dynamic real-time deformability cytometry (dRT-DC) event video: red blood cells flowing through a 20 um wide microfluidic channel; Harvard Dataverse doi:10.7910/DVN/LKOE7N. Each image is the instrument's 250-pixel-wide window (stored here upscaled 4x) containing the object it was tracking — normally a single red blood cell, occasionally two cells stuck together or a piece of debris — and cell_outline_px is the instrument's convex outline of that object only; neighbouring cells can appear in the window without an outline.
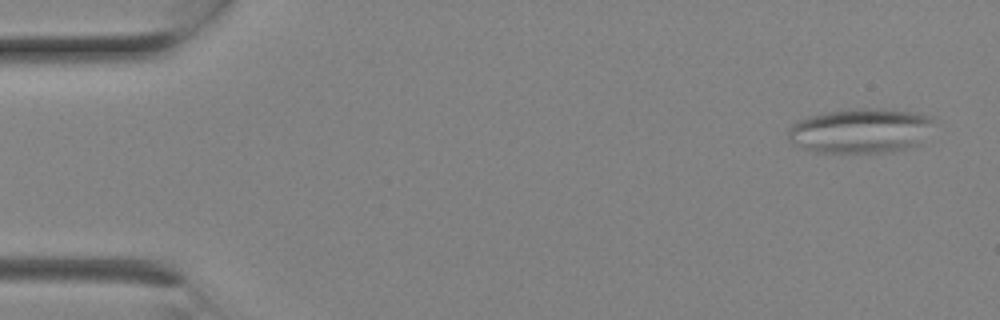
{"species": "Egyptian fruit bat (a non-hibernating species)", "species_latin": "Rousettus aegyptiacus", "temperature_condition": "room temperature", "stored_images_in_passage": 6, "camera_frame_rate_fps": 3000, "um_per_image_px": 0.085, "animal": {"sex": "female"}, "frame": {"image": 1, "passage_image": 1, "time_ms": 0.0, "image_size_px": [1000, 320], "cell_outline_px": [[932, 120], [920, 144], [912, 148], [892, 152], [816, 152], [792, 144], [788, 140], [788, 128], [792, 124], [808, 116], [824, 112], [856, 108], [884, 108], [912, 112], [932, 116]], "centroid_in_image_um": [73.11, 11.11], "position_along_channel_um": 11.9, "area_um2": 38.09}}